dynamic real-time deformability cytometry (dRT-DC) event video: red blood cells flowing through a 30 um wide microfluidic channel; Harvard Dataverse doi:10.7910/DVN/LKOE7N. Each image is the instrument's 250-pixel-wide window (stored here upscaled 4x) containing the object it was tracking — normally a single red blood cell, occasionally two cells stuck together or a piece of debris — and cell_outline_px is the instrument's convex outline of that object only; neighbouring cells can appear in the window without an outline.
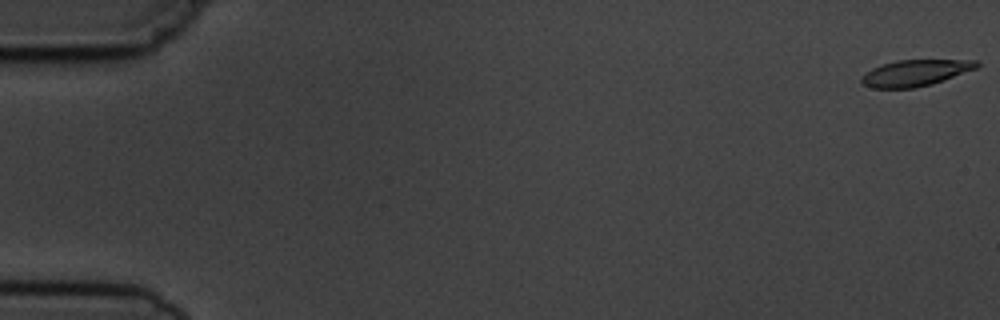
{"species": "common noctule bat (a hibernating species)", "species_latin": "Nyctalus noctula", "temperature_condition": "cold", "stored_images_in_passage": 9, "camera_frame_rate_fps": 3000, "um_per_image_px": 0.085, "animal": {"sex": "male", "body_mass_g": 19.5, "forearm_length_mm": 54.6}, "frame": {"image": 1, "passage_image": 1, "time_ms": 0.0, "image_size_px": [1000, 320], "cell_outline_px": [[980, 64], [976, 68], [944, 80], [932, 84], [916, 88], [872, 88], [860, 84], [860, 80], [872, 68], [880, 64], [896, 60], [976, 60]], "centroid_in_image_um": [77.77, 6.2], "position_along_channel_um": 7.2, "area_um2": 17.63}}
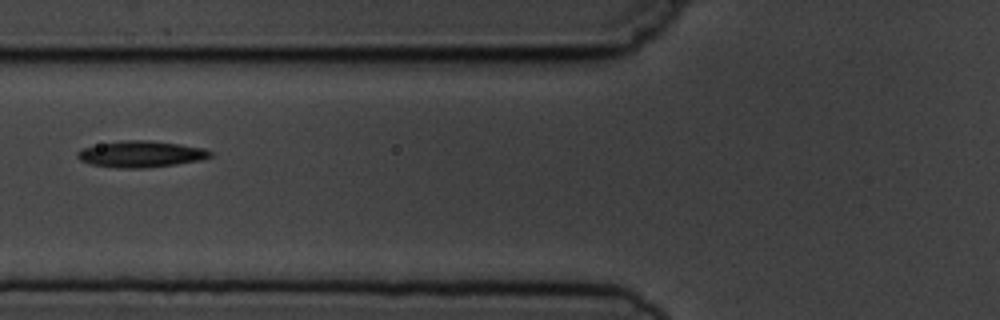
{"frame": {"image": 2, "passage_image": 7, "time_ms": 7.0, "image_size_px": [1000, 320], "cell_outline_px": [[212, 156], [200, 160], [176, 164], [144, 168], [116, 168], [92, 164], [80, 160], [76, 156], [76, 152], [84, 148], [100, 144], [120, 140], [148, 140], [180, 144], [204, 148], [212, 152]], "centroid_in_image_um": [11.98, 13.09], "position_along_channel_um": 113.8, "area_um2": 20.35}}
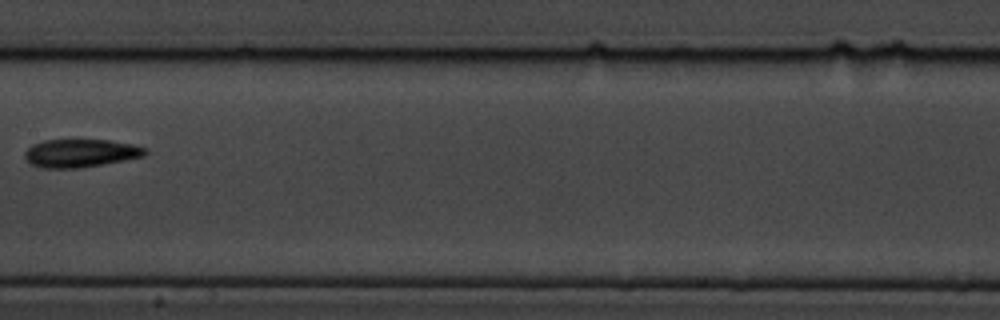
{"frame": {"image": 3, "passage_image": 9, "time_ms": 9.333, "image_size_px": [1000, 320], "cell_outline_px": [[148, 152], [144, 156], [104, 164], [80, 168], [44, 168], [32, 164], [24, 156], [24, 152], [32, 144], [44, 140], [108, 140], [132, 144], [148, 148]], "centroid_in_image_um": [6.87, 13.01], "position_along_channel_um": 200.5, "area_um2": 19.71}}